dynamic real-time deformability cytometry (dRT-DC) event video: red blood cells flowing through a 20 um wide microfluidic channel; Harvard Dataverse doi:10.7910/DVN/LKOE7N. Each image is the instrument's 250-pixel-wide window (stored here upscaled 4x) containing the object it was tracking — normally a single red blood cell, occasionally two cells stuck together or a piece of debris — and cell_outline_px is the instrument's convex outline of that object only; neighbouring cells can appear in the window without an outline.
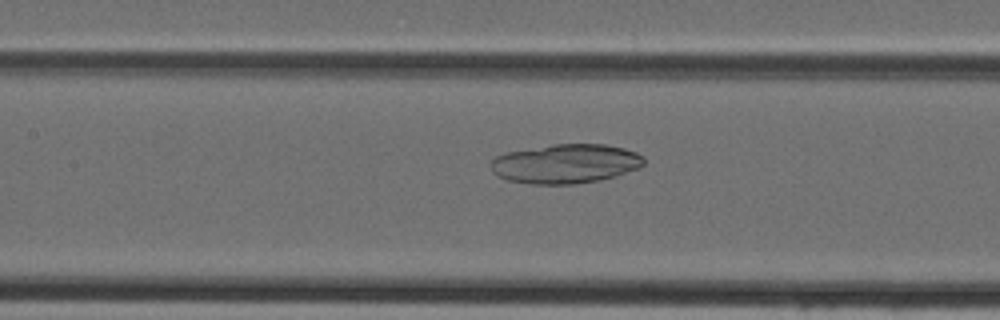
{"species": "Egyptian fruit bat (a non-hibernating species)", "species_latin": "Rousettus aegyptiacus", "temperature_condition": "cold", "stored_images_in_passage": 41, "camera_frame_rate_fps": 3000, "um_per_image_px": 0.085, "animal": {"sex": "female"}, "frame": {"image": 1, "passage_image": 16, "time_ms": 5.0, "image_size_px": [1000, 320], "cell_outline_px": [[644, 164], [640, 168], [600, 180], [576, 184], [532, 184], [508, 180], [496, 176], [492, 172], [492, 160], [496, 156], [508, 152], [552, 144], [604, 144], [624, 148], [636, 152], [644, 156]], "centroid_in_image_um": [48.09, 13.91], "position_along_channel_um": 159.3, "area_um2": 35.08}}
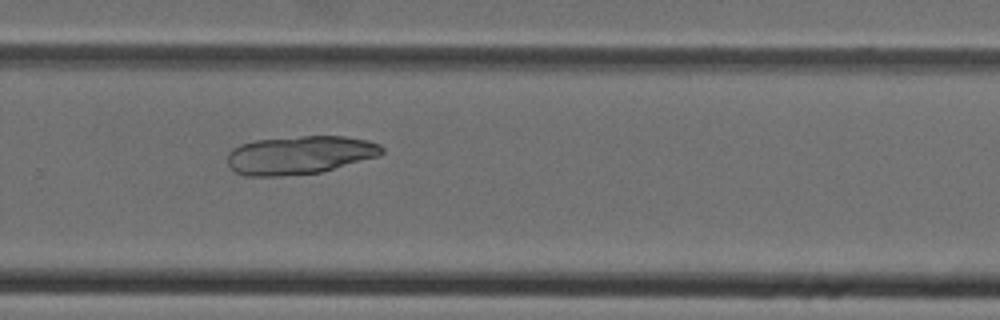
{"frame": {"image": 2, "passage_image": 26, "time_ms": 8.333, "image_size_px": [1000, 320], "cell_outline_px": [[384, 152], [380, 156], [320, 172], [280, 176], [244, 176], [236, 172], [228, 164], [228, 152], [232, 148], [240, 144], [256, 140], [304, 136], [344, 136], [368, 140], [380, 144], [384, 148]], "centroid_in_image_um": [25.49, 13.17], "position_along_channel_um": 304.3, "area_um2": 34.56}}
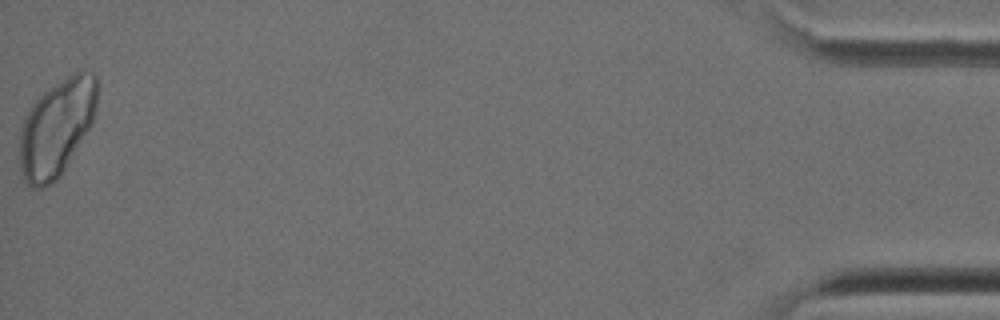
{"frame": {"image": 3, "passage_image": 41, "time_ms": 13.333, "image_size_px": [1000, 320], "cell_outline_px": [[96, 112], [92, 124], [60, 176], [56, 180], [44, 188], [32, 188], [24, 180], [20, 172], [20, 132], [24, 116], [32, 104], [48, 88], [80, 68], [92, 72], [96, 76]], "centroid_in_image_um": [4.81, 10.85], "position_along_channel_um": 430.4, "area_um2": 43.93}}